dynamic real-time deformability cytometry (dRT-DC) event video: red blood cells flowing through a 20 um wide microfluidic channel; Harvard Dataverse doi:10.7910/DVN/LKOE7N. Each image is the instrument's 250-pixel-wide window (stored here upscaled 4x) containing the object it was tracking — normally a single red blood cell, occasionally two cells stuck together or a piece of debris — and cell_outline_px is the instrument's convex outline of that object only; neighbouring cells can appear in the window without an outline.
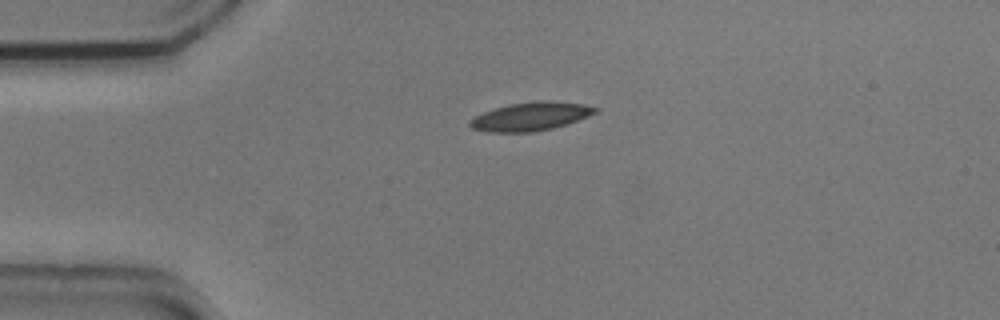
{"species": "common noctule bat (a hibernating species)", "species_latin": "Nyctalus noctula", "temperature_condition": "cold", "stored_images_in_passage": 3, "camera_frame_rate_fps": 3000, "um_per_image_px": 0.085, "animal": {"sex": "male", "body_mass_g": 20.5, "forearm_length_mm": 52.5}, "frame": {"image": 1, "passage_image": 1, "time_ms": 0.0, "image_size_px": [1000, 320], "cell_outline_px": [[600, 108], [596, 112], [588, 116], [552, 128], [532, 132], [488, 132], [472, 128], [468, 124], [468, 120], [484, 112], [508, 104], [540, 100], [544, 100], [584, 104]], "centroid_in_image_um": [45.08, 9.89], "position_along_channel_um": 39.9, "area_um2": 20.58}}